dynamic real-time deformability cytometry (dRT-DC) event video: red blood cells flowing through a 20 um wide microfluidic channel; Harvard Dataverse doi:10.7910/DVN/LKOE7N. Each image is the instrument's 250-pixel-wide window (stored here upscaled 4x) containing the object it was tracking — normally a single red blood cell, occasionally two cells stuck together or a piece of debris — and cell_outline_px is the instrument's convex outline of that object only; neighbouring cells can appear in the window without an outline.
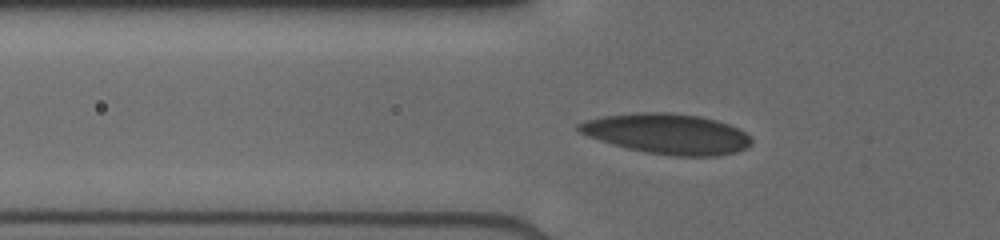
{"species": "human", "species_latin": "Homo sapiens", "temperature_condition": "cold", "stored_images_in_passage": 55, "camera_frame_rate_fps": 3000, "um_per_image_px": 0.085, "donor": {"sex": "male"}, "frame": {"image": 1, "passage_image": 23, "time_ms": 4.0, "image_size_px": [1000, 240], "cell_outline_px": [[752, 144], [748, 148], [736, 152], [716, 156], [676, 156], [648, 152], [628, 148], [600, 140], [588, 136], [580, 132], [576, 128], [576, 124], [584, 120], [600, 116], [636, 112], [668, 112], [700, 116], [716, 120], [728, 124], [744, 132], [752, 140]], "centroid_in_image_um": [56.7, 11.36], "position_along_channel_um": 69.1, "area_um2": 40.52}}
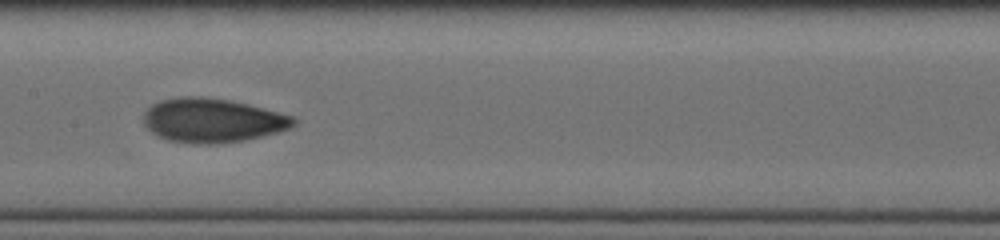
{"frame": {"image": 2, "passage_image": 42, "time_ms": 7.0, "image_size_px": [1000, 240], "cell_outline_px": [[296, 124], [288, 128], [276, 132], [244, 140], [212, 144], [200, 144], [168, 140], [156, 136], [144, 124], [144, 112], [152, 104], [160, 100], [180, 96], [200, 96], [228, 100], [248, 104], [292, 116], [296, 120]], "centroid_in_image_um": [18.01, 10.22], "position_along_channel_um": 189.4, "area_um2": 38.26}}
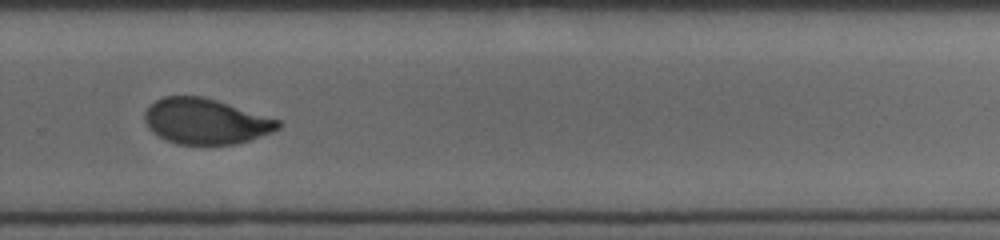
{"frame": {"image": 3, "passage_image": 51, "time_ms": 10.0, "image_size_px": [1000, 240], "cell_outline_px": [[284, 124], [280, 128], [272, 132], [248, 140], [232, 144], [176, 144], [152, 132], [148, 128], [144, 120], [144, 112], [156, 100], [164, 96], [204, 96], [280, 120]], "centroid_in_image_um": [17.48, 10.3], "position_along_channel_um": 312.3, "area_um2": 35.26}}